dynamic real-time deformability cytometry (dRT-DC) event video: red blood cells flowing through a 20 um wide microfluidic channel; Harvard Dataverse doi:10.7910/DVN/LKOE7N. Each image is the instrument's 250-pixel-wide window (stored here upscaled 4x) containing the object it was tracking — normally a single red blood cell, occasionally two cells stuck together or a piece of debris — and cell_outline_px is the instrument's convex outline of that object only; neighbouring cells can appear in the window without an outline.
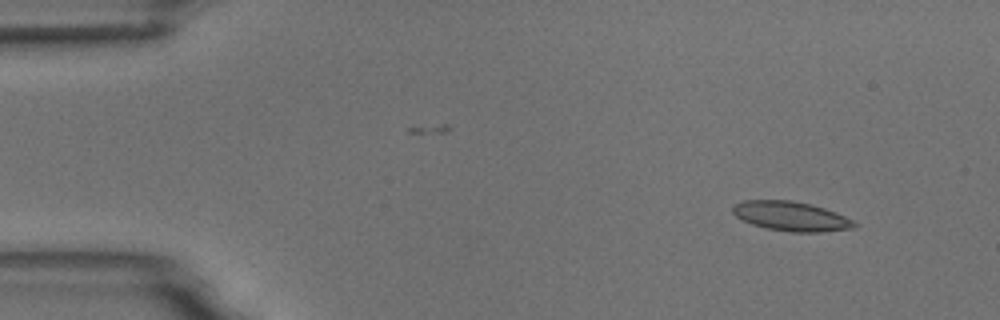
{"species": "common noctule bat (a hibernating species)", "species_latin": "Nyctalus noctula", "temperature_condition": "room temperature", "stored_images_in_passage": 3, "camera_frame_rate_fps": 3000, "um_per_image_px": 0.085, "animal": {"sex": "male", "body_mass_g": 18.8}, "frame": {"image": 1, "passage_image": 1, "time_ms": 0.0, "image_size_px": [1000, 320], "cell_outline_px": [[860, 224], [856, 228], [820, 232], [792, 232], [768, 228], [752, 224], [736, 216], [732, 212], [732, 208], [736, 204], [744, 200], [792, 200], [812, 204], [836, 212]], "centroid_in_image_um": [67.29, 18.38], "position_along_channel_um": 17.7, "area_um2": 20.87}}
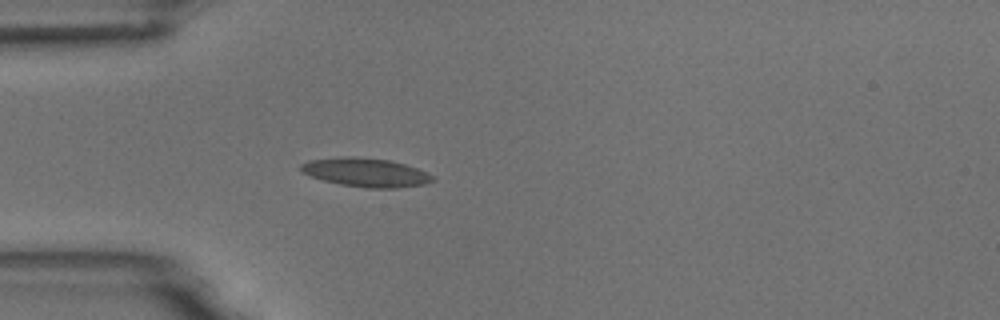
{"frame": {"image": 2, "passage_image": 3, "time_ms": 3.333, "image_size_px": [1000, 320], "cell_outline_px": [[436, 180], [424, 184], [396, 188], [364, 188], [340, 184], [324, 180], [300, 172], [300, 164], [308, 160], [340, 156], [356, 156], [388, 160], [404, 164], [428, 172]], "centroid_in_image_um": [31.07, 14.65], "position_along_channel_um": 53.9, "area_um2": 22.2}}